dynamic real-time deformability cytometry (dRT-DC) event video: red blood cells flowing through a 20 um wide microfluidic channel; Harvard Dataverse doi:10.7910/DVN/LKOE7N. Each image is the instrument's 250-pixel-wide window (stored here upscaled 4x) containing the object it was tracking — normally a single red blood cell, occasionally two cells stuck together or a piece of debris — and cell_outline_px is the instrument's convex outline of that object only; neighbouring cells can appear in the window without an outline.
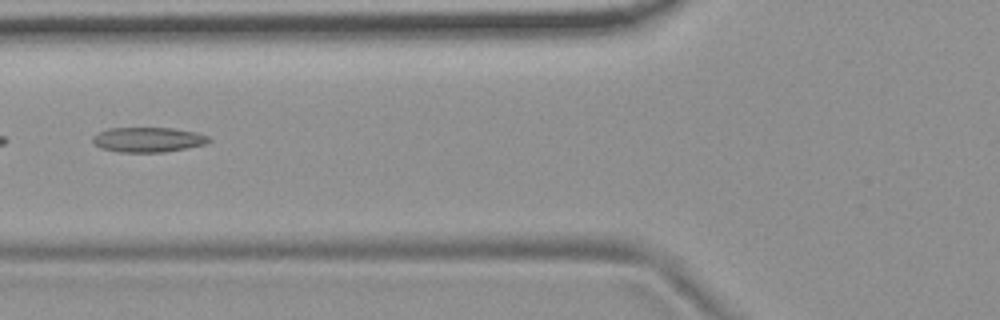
{"species": "common noctule bat (a hibernating species)", "species_latin": "Nyctalus noctula", "temperature_condition": "room temperature", "stored_images_in_passage": 9, "camera_frame_rate_fps": 3000, "um_per_image_px": 0.085, "animal": {"sex": "female", "body_mass_g": 19.9}, "frame": {"image": 1, "passage_image": 6, "time_ms": 6.0, "image_size_px": [1000, 320], "cell_outline_px": [[212, 140], [204, 144], [164, 152], [120, 152], [100, 148], [92, 140], [92, 136], [108, 128], [172, 128], [196, 132], [208, 136]], "centroid_in_image_um": [12.57, 11.87], "position_along_channel_um": 113.2, "area_um2": 16.7}}
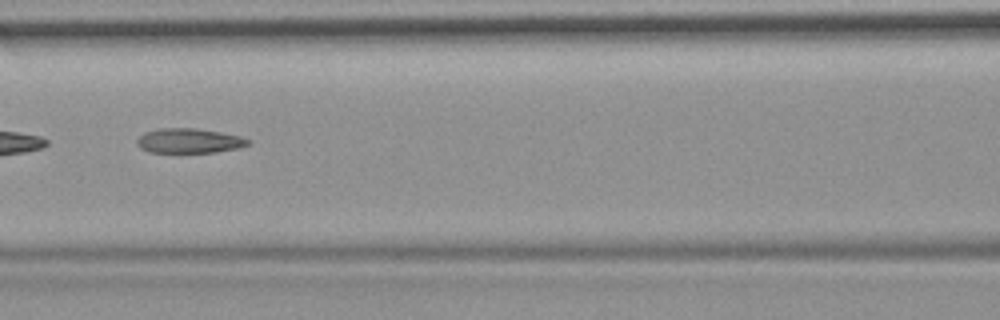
{"frame": {"image": 2, "passage_image": 7, "time_ms": 7.0, "image_size_px": [1000, 320], "cell_outline_px": [[248, 144], [240, 148], [216, 152], [148, 152], [140, 148], [136, 144], [136, 140], [144, 132], [156, 128], [196, 128], [220, 132], [240, 136], [248, 140]], "centroid_in_image_um": [16.02, 11.96], "position_along_channel_um": 150.6, "area_um2": 16.01}}